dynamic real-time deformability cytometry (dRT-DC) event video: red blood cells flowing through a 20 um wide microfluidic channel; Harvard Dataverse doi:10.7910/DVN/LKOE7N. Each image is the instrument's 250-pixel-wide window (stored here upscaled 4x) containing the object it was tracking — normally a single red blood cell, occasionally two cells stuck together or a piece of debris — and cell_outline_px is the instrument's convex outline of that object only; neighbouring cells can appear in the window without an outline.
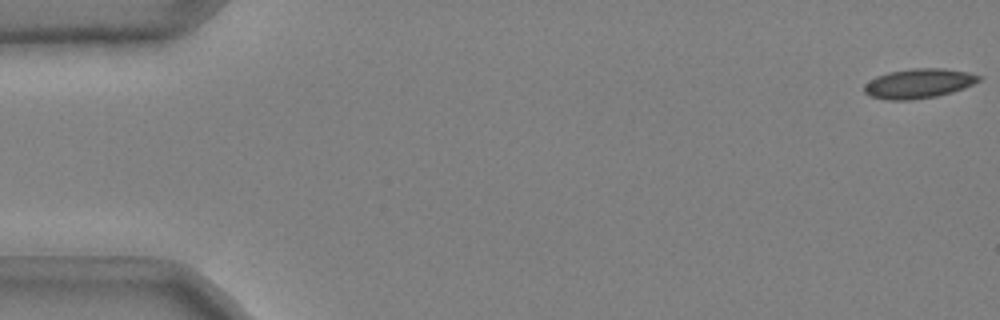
{"species": "common noctule bat (a hibernating species)", "species_latin": "Nyctalus noctula", "temperature_condition": "cold", "stored_images_in_passage": 48, "camera_frame_rate_fps": 3000, "um_per_image_px": 0.085, "animal": {"sex": "male", "body_mass_g": 20.4}, "frame": {"image": 1, "passage_image": 1, "time_ms": 0.0, "image_size_px": [1000, 320], "cell_outline_px": [[984, 76], [980, 80], [964, 88], [952, 92], [936, 96], [912, 100], [888, 100], [868, 96], [864, 92], [864, 84], [876, 76], [888, 72], [912, 68], [944, 68], [968, 72]], "centroid_in_image_um": [78.08, 7.09], "position_along_channel_um": 6.9, "area_um2": 19.94}}
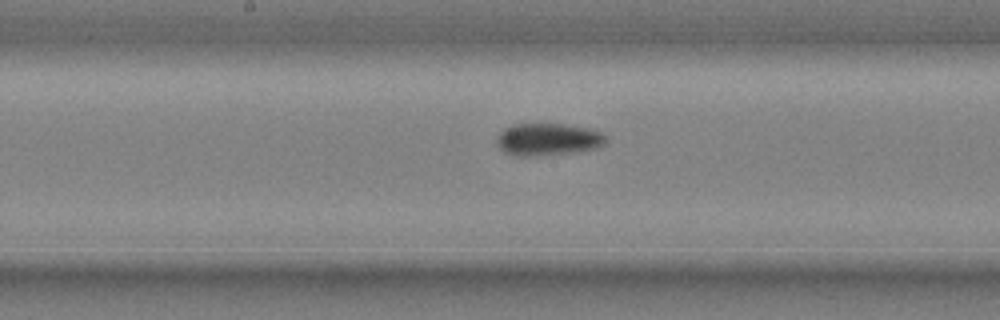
{"frame": {"image": 2, "passage_image": 28, "time_ms": 9.0, "image_size_px": [1000, 320], "cell_outline_px": [[608, 140], [604, 144], [596, 148], [580, 152], [536, 156], [516, 156], [504, 152], [496, 144], [496, 140], [500, 132], [504, 128], [512, 124], [560, 124], [588, 128], [600, 132]], "centroid_in_image_um": [46.56, 11.86], "position_along_channel_um": 201.6, "area_um2": 20.69}}
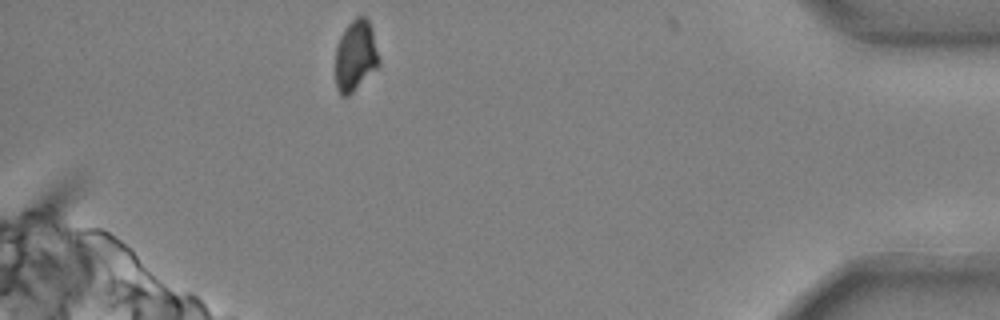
{"frame": {"image": 3, "passage_image": 48, "time_ms": 15.667, "image_size_px": [1000, 320], "cell_outline_px": [[380, 64], [348, 96], [340, 96], [336, 88], [336, 44], [344, 28], [356, 16], [364, 16], [368, 20], [372, 32], [380, 60]], "centroid_in_image_um": [30.2, 4.73], "position_along_channel_um": 405.0, "area_um2": 17.86}}